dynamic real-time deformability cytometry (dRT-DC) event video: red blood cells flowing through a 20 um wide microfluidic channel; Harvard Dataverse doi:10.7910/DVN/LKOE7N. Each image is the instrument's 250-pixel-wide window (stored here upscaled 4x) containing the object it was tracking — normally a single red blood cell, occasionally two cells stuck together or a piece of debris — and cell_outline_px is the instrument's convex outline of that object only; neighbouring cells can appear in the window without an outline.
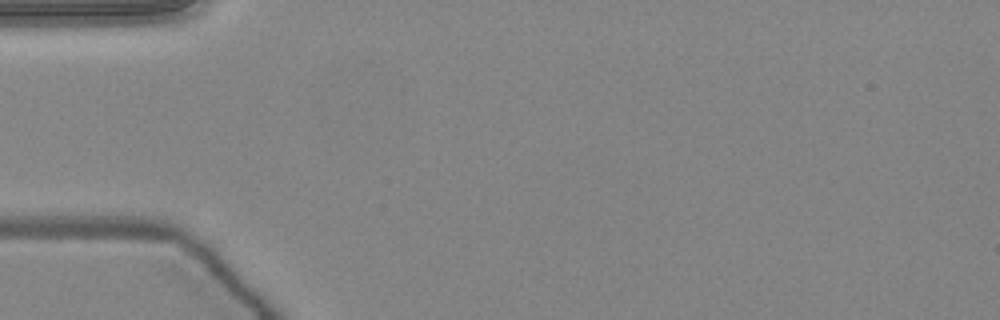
{"species": "common noctule bat (a hibernating species)", "species_latin": "Nyctalus noctula", "temperature_condition": "warm", "stored_images_in_passage": 3, "camera_frame_rate_fps": 3000, "um_per_image_px": 0.085, "animal": {"sex": "female", "body_mass_g": 24.6, "forearm_length_mm": 56.2}, "frame": {"image": 1, "passage_image": 1, "time_ms": 0.0, "image_size_px": [1000, 320], "cell_outline_px": [[204, 292], [108, 260], [108, 256], [120, 252], [164, 252], [172, 256], [184, 264], [196, 276]], "centroid_in_image_um": [13.48, 22.68], "position_along_channel_um": 71.5, "area_um2": 12.25}}